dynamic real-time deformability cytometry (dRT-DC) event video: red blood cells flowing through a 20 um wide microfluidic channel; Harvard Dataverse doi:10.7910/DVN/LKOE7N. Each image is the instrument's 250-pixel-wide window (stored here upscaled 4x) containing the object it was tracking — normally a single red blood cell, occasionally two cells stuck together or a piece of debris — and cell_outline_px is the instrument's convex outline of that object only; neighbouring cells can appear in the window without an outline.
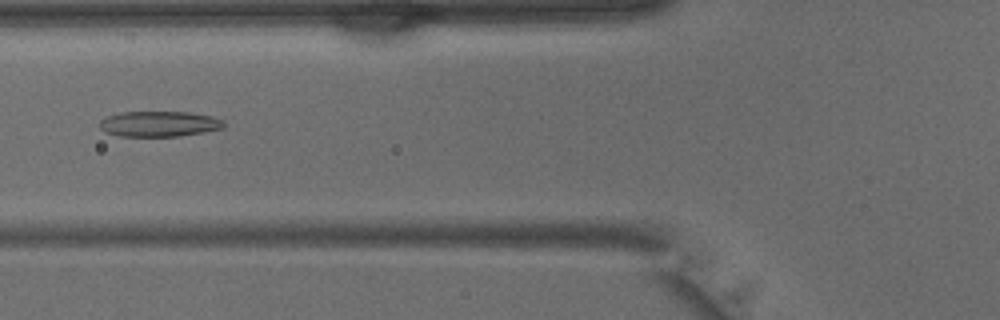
{"species": "common noctule bat (a hibernating species)", "species_latin": "Nyctalus noctula", "temperature_condition": "warm", "stored_images_in_passage": 41, "camera_frame_rate_fps": 3000, "um_per_image_px": 0.085, "animal": {"sex": "male", "body_mass_g": 15.6}, "frame": {"image": 1, "passage_image": 16, "time_ms": 5.0, "image_size_px": [1000, 320], "cell_outline_px": [[224, 128], [204, 132], [180, 136], [120, 136], [104, 132], [100, 128], [100, 120], [108, 116], [120, 112], [188, 112], [212, 116], [224, 120]], "centroid_in_image_um": [13.54, 10.53], "position_along_channel_um": 112.3, "area_um2": 18.5}}
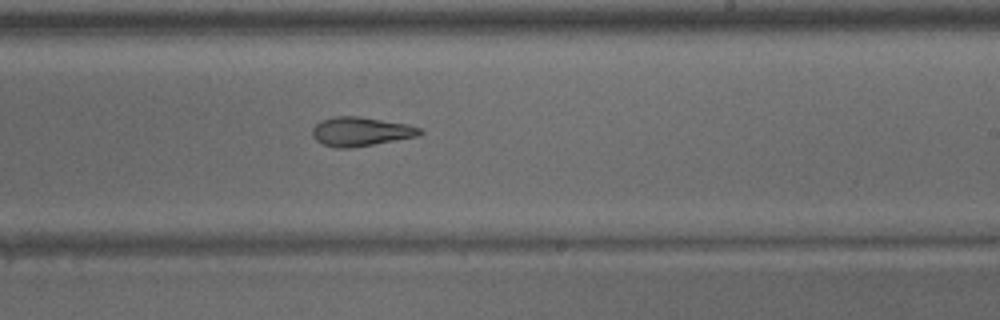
{"frame": {"image": 2, "passage_image": 25, "time_ms": 8.0, "image_size_px": [1000, 320], "cell_outline_px": [[424, 132], [420, 136], [352, 148], [332, 148], [320, 144], [312, 136], [312, 128], [320, 120], [336, 116], [360, 116], [408, 124], [420, 128]], "centroid_in_image_um": [30.65, 11.19], "position_along_channel_um": 258.4, "area_um2": 18.55}}
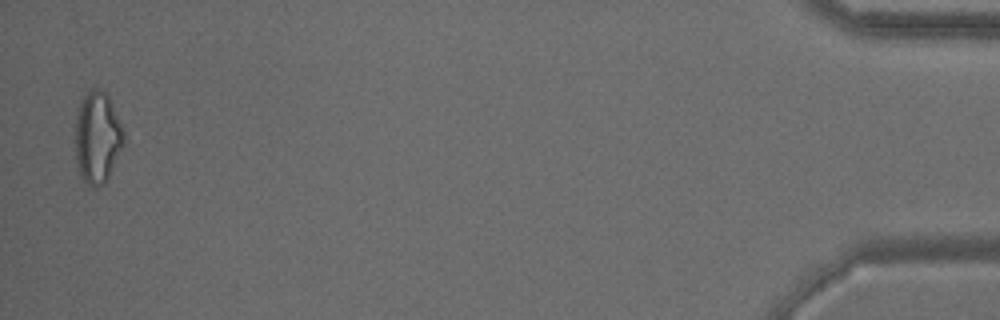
{"frame": {"image": 3, "passage_image": 41, "time_ms": 13.333, "image_size_px": [1000, 320], "cell_outline_px": [[124, 144], [108, 176], [96, 188], [92, 188], [84, 184], [80, 176], [76, 160], [76, 116], [80, 96], [88, 88], [100, 88], [108, 96], [124, 128]], "centroid_in_image_um": [8.26, 11.63], "position_along_channel_um": 426.9, "area_um2": 26.24}}